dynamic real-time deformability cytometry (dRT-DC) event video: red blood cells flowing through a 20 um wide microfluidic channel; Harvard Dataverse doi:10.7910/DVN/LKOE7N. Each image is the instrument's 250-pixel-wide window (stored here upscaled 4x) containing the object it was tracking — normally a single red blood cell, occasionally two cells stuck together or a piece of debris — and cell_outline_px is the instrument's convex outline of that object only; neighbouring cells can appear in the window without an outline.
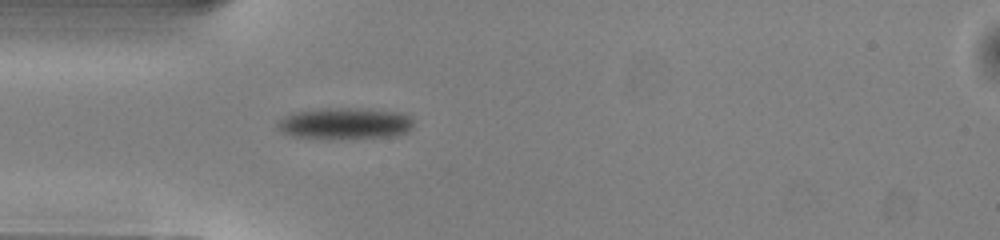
{"species": "common noctule bat (a hibernating species)", "species_latin": "Nyctalus noctula", "temperature_condition": "warm", "stored_images_in_passage": 37, "camera_frame_rate_fps": 3000, "um_per_image_px": 0.085, "animal": {"sex": "male", "body_mass_g": 13.0, "forearm_length_mm": 53.1}, "frame": {"image": 1, "passage_image": 1, "time_ms": 0.0, "image_size_px": [1000, 240], "cell_outline_px": [[412, 128], [396, 136], [296, 136], [284, 132], [276, 128], [276, 120], [292, 112], [320, 108], [364, 108], [404, 112], [412, 120]], "centroid_in_image_um": [29.31, 10.42], "position_along_channel_um": 55.7, "area_um2": 24.16}}
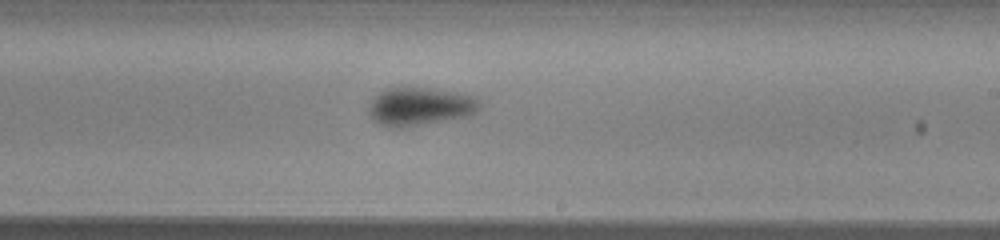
{"frame": {"image": 2, "passage_image": 16, "time_ms": 5.0, "image_size_px": [1000, 240], "cell_outline_px": [[480, 104], [476, 112], [468, 116], [400, 128], [388, 128], [372, 120], [368, 112], [368, 104], [380, 92], [388, 88], [432, 88], [476, 96]], "centroid_in_image_um": [35.66, 9.06], "position_along_channel_um": 253.3, "area_um2": 24.62}}
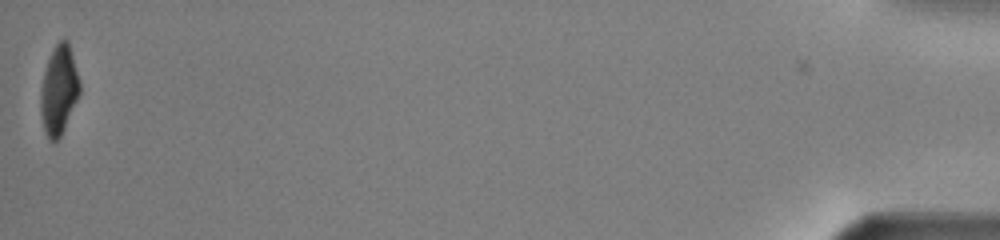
{"frame": {"image": 3, "passage_image": 37, "time_ms": 12.0, "image_size_px": [1000, 240], "cell_outline_px": [[80, 92], [64, 128], [60, 136], [56, 140], [48, 140], [44, 132], [40, 112], [40, 88], [44, 72], [48, 60], [56, 44], [64, 36], [68, 40], [80, 80]], "centroid_in_image_um": [4.99, 7.64], "position_along_channel_um": 430.2, "area_um2": 20.23}, "authors_computed_cell_mechanics": {"area_um2": 23.8714, "velocity_mm_per_s": 4.04, "shape_relaxation_time_tau1_ms": 3.2821, "shape_relaxation_time_tau2_ms": 4.2168, "deformation_change_tau1": 0.1345, "deformation_change_tau2": 0.0765}}